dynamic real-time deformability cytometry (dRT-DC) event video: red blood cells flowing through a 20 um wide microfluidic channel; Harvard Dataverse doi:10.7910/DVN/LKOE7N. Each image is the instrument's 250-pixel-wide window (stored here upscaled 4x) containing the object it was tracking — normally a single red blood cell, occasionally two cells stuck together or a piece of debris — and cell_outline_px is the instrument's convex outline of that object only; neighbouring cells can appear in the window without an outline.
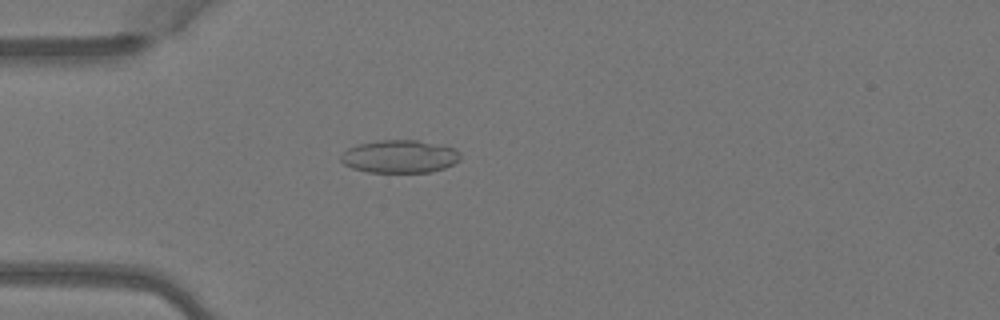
{"species": "Egyptian fruit bat (a non-hibernating species)", "species_latin": "Rousettus aegyptiacus", "temperature_condition": "warm", "stored_images_in_passage": 5, "camera_frame_rate_fps": 3000, "um_per_image_px": 0.085, "animal": {"sex": "female"}, "frame": {"image": 1, "passage_image": 5, "time_ms": 1.333, "image_size_px": [1000, 320], "cell_outline_px": [[460, 160], [444, 168], [432, 172], [368, 172], [352, 168], [344, 164], [340, 160], [340, 156], [348, 148], [360, 144], [380, 140], [416, 140], [452, 148], [460, 152]], "centroid_in_image_um": [33.95, 13.31], "position_along_channel_um": 51.0, "area_um2": 22.66}}